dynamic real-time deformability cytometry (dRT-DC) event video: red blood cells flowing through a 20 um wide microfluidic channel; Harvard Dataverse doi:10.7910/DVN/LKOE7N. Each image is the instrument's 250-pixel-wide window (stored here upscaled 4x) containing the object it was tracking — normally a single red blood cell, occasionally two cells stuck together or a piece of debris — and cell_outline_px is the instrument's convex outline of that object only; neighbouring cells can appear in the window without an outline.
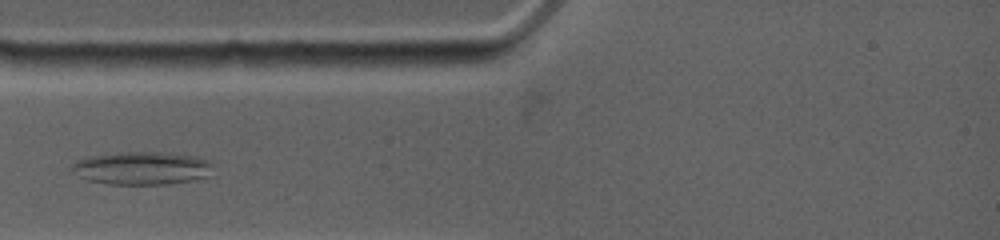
{"species": "common noctule bat (a hibernating species)", "species_latin": "Nyctalus noctula", "temperature_condition": "warm", "stored_images_in_passage": 29, "camera_frame_rate_fps": 4500, "um_per_image_px": 0.085, "animal": {"sex": "female", "body_mass_g": 19.0, "forearm_length_mm": 53.3}, "frame": {"image": 1, "passage_image": 1, "time_ms": 0.0, "image_size_px": [1000, 240], "cell_outline_px": [[216, 164], [212, 176], [196, 180], [168, 184], [104, 184], [88, 180], [76, 176], [72, 172], [72, 164], [76, 160], [92, 156], [120, 152], [160, 152], [196, 156], [208, 160]], "centroid_in_image_um": [12.13, 14.3], "position_along_channel_um": 72.9, "area_um2": 27.74}}
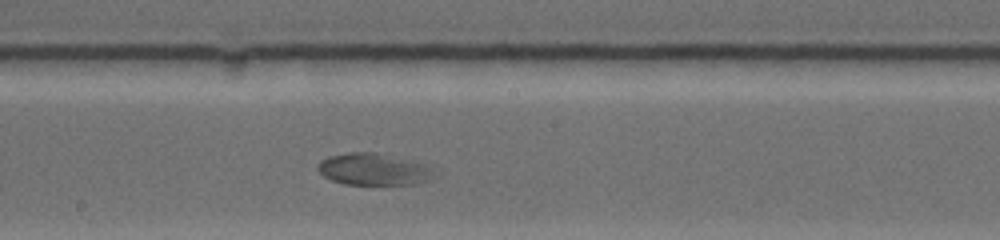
{"frame": {"image": 2, "passage_image": 15, "time_ms": 4.0, "image_size_px": [1000, 240], "cell_outline_px": [[432, 176], [428, 180], [416, 184], [344, 184], [332, 180], [324, 176], [316, 168], [320, 160], [328, 156], [348, 152], [376, 152], [416, 164], [432, 172]], "centroid_in_image_um": [31.57, 14.4], "position_along_channel_um": 216.6, "area_um2": 20.69}}
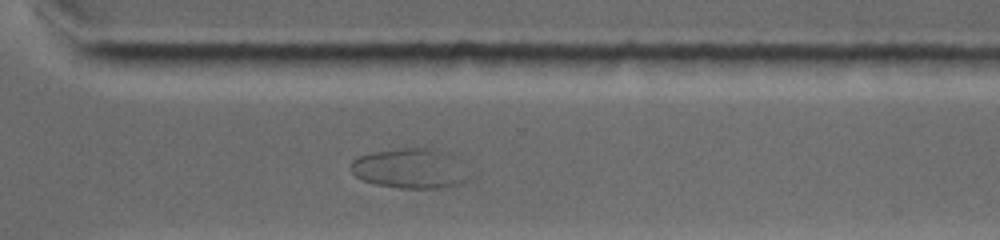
{"frame": {"image": 3, "passage_image": 25, "time_ms": 7.333, "image_size_px": [1000, 240], "cell_outline_px": [[472, 176], [468, 180], [460, 184], [444, 188], [400, 188], [376, 184], [364, 180], [356, 176], [352, 172], [352, 160], [360, 156], [372, 152], [404, 148], [432, 148], [448, 152], [456, 156]], "centroid_in_image_um": [34.95, 14.32], "position_along_channel_um": 335.6, "area_um2": 27.74}}